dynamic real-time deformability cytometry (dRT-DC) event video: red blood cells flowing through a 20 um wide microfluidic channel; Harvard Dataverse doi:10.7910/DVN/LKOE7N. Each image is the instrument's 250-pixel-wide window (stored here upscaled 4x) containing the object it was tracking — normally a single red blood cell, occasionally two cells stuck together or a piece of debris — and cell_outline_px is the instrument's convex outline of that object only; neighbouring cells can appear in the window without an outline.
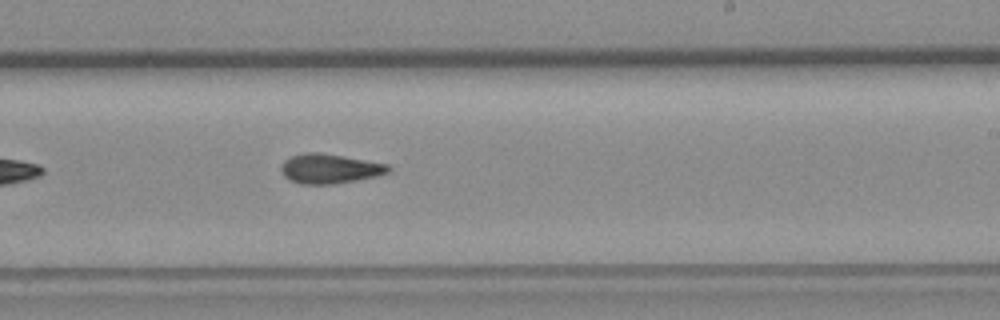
{"species": "common noctule bat (a hibernating species)", "species_latin": "Nyctalus noctula", "temperature_condition": "room temperature", "stored_images_in_passage": 10, "camera_frame_rate_fps": 3000, "um_per_image_px": 0.085, "animal": {"sex": "female", "body_mass_g": 19.3, "forearm_length_mm": 54.1}, "frame": {"image": 1, "passage_image": 10, "time_ms": 11.333, "image_size_px": [1000, 320], "cell_outline_px": [[392, 168], [388, 172], [376, 176], [356, 180], [332, 184], [300, 184], [288, 180], [284, 176], [280, 168], [284, 160], [292, 156], [304, 152], [316, 152], [388, 164]], "centroid_in_image_um": [27.98, 14.34], "position_along_channel_um": 261.0, "area_um2": 18.32}}